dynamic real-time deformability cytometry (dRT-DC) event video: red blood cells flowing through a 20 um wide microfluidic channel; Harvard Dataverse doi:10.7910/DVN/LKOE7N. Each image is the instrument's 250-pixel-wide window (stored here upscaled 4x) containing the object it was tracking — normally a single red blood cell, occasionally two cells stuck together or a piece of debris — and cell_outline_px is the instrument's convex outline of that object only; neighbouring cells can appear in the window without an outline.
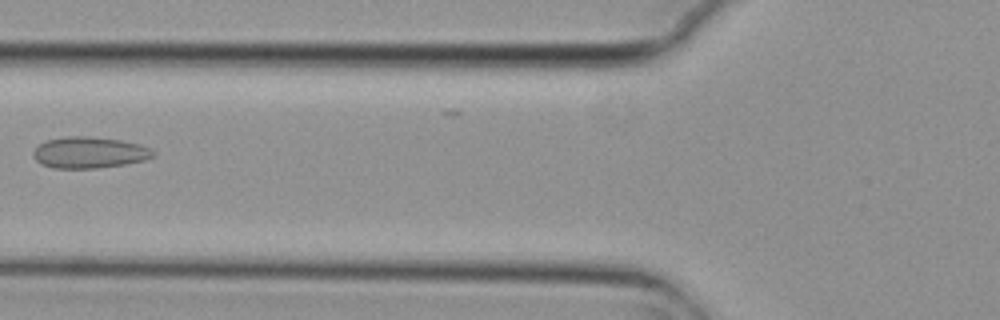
{"species": "common noctule bat (a hibernating species)", "species_latin": "Nyctalus noctula", "temperature_condition": "cold", "stored_images_in_passage": 5, "camera_frame_rate_fps": 3000, "um_per_image_px": 0.085, "animal": {"sex": "female", "body_mass_g": 29.2, "forearm_length_mm": 56.3}, "frame": {"image": 1, "passage_image": 5, "time_ms": 1.333, "image_size_px": [1000, 320], "cell_outline_px": [[156, 156], [144, 160], [124, 164], [96, 168], [52, 168], [36, 160], [32, 156], [32, 152], [40, 144], [48, 140], [68, 136], [88, 136], [120, 140], [140, 144], [152, 148], [156, 152]], "centroid_in_image_um": [7.64, 12.96], "position_along_channel_um": 118.2, "area_um2": 21.85}}